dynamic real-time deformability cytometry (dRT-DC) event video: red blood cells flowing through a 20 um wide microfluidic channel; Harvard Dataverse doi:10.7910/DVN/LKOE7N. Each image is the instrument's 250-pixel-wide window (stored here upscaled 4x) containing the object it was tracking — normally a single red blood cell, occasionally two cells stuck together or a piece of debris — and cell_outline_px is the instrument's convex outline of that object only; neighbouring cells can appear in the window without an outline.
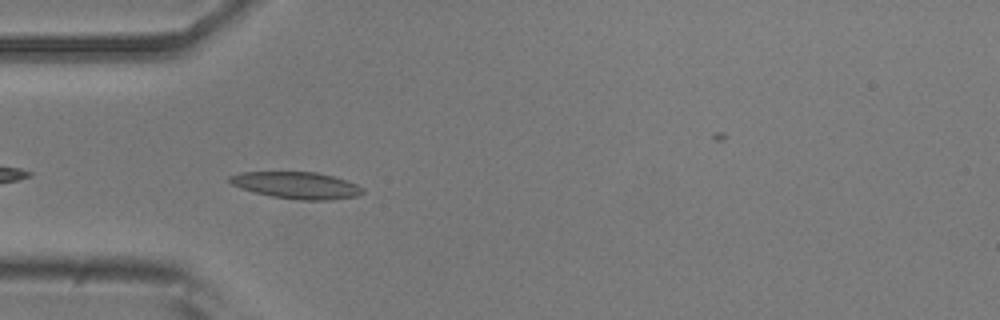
{"species": "common noctule bat (a hibernating species)", "species_latin": "Nyctalus noctula", "temperature_condition": "room temperature", "stored_images_in_passage": 36, "camera_frame_rate_fps": 3000, "um_per_image_px": 0.085, "animal": {"sex": "male", "body_mass_g": 20.5, "forearm_length_mm": 52.5}, "frame": {"image": 1, "passage_image": 3, "time_ms": 0.667, "image_size_px": [1000, 320], "cell_outline_px": [[364, 192], [356, 196], [328, 200], [300, 200], [272, 196], [256, 192], [232, 184], [228, 180], [228, 176], [240, 172], [316, 172], [332, 176], [356, 184], [364, 188]], "centroid_in_image_um": [25.22, 15.74], "position_along_channel_um": 59.8, "area_um2": 20.46}}
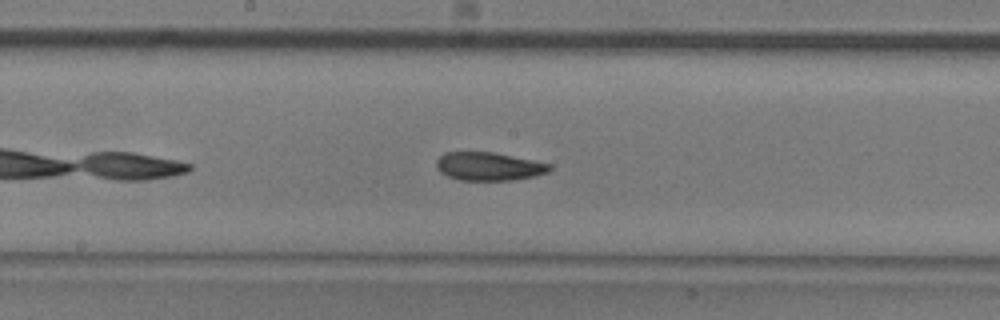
{"frame": {"image": 2, "passage_image": 15, "time_ms": 4.667, "image_size_px": [1000, 320], "cell_outline_px": [[552, 168], [548, 172], [536, 176], [512, 180], [460, 180], [448, 176], [440, 172], [436, 168], [436, 160], [444, 152], [492, 152], [552, 164]], "centroid_in_image_um": [41.54, 14.14], "position_along_channel_um": 206.7, "area_um2": 18.67}}
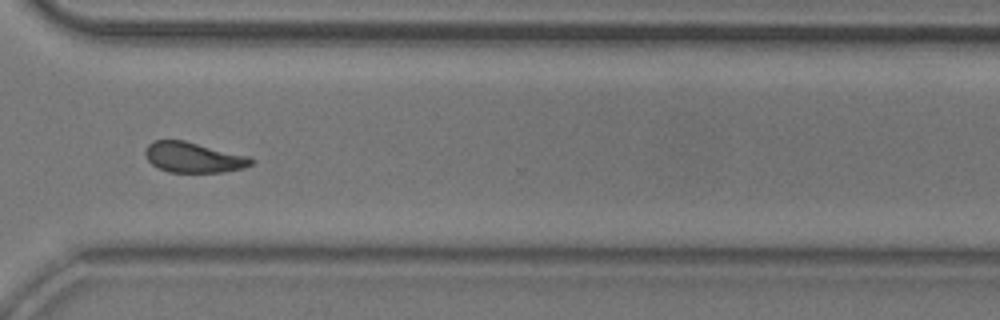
{"frame": {"image": 3, "passage_image": 27, "time_ms": 8.667, "image_size_px": [1000, 320], "cell_outline_px": [[256, 160], [252, 164], [244, 168], [220, 172], [168, 172], [152, 164], [148, 160], [144, 152], [148, 144], [152, 140], [184, 140], [252, 156]], "centroid_in_image_um": [16.49, 13.37], "position_along_channel_um": 354.1, "area_um2": 18.96}, "authors_computed_cell_mechanics": {"area_um2": 19.3341, "velocity_mm_per_s": 3.6987, "shape_relaxation_time_tau1_ms": 5.5252, "shape_relaxation_time_tau2_ms": 2.0262, "deformation_change_tau1": 0.1391, "deformation_change_tau2": 0.0743}}